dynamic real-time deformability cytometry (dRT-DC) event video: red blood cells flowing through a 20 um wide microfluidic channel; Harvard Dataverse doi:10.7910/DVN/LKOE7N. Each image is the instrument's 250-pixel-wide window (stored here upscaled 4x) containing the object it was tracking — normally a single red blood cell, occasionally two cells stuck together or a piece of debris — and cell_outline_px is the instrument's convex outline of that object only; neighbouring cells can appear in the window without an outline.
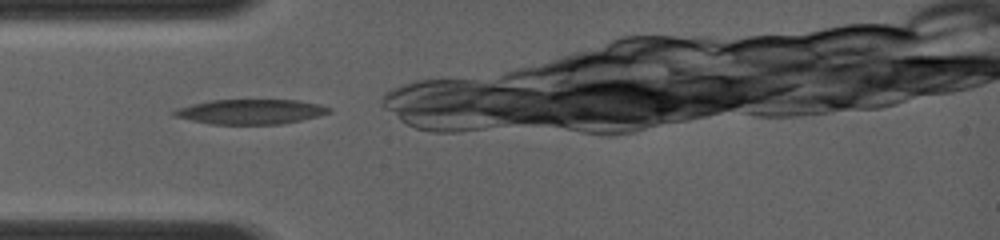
{"species": "common noctule bat (a hibernating species)", "species_latin": "Nyctalus noctula", "temperature_condition": "room temperature", "stored_images_in_passage": 2, "camera_frame_rate_fps": 4000, "um_per_image_px": 0.085, "animal": {"sex": "female", "body_mass_g": 19.0, "forearm_length_mm": 56.7}, "frame": {"image": 1, "passage_image": 1, "time_ms": 0.0, "image_size_px": [1000, 240], "cell_outline_px": [[332, 112], [320, 116], [280, 124], [212, 124], [192, 120], [176, 116], [172, 112], [176, 108], [192, 104], [212, 100], [296, 100], [320, 104], [332, 108]], "centroid_in_image_um": [21.36, 9.49], "position_along_channel_um": 63.6, "area_um2": 22.31}}
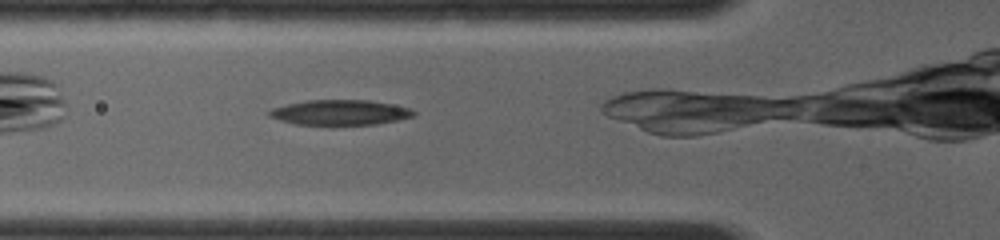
{"frame": {"image": 2, "passage_image": 2, "time_ms": 0.75, "image_size_px": [1000, 240], "cell_outline_px": [[416, 112], [412, 116], [396, 120], [376, 124], [296, 124], [280, 120], [268, 116], [268, 112], [272, 108], [288, 104], [308, 100], [368, 100], [408, 108]], "centroid_in_image_um": [28.85, 9.55], "position_along_channel_um": 96.9, "area_um2": 20.63}}